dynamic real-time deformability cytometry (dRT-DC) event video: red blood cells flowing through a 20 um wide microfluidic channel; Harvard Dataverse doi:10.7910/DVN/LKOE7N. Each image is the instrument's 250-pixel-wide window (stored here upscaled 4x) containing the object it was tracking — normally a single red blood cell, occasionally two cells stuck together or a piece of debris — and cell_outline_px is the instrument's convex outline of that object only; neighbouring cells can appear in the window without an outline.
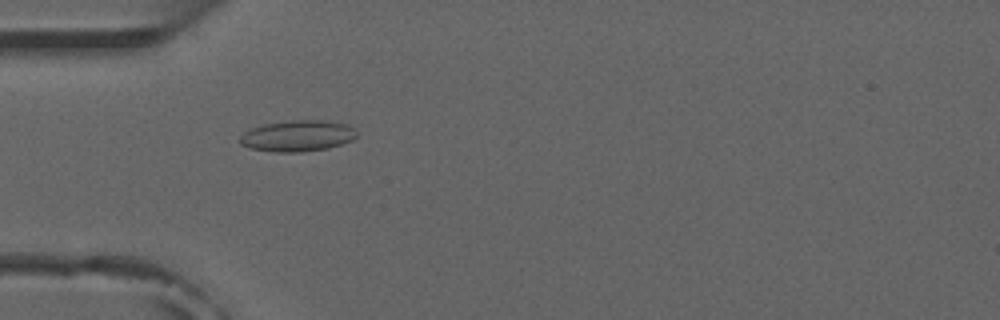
{"species": "common noctule bat (a hibernating species)", "species_latin": "Nyctalus noctula", "temperature_condition": "room temperature", "stored_images_in_passage": 2, "camera_frame_rate_fps": 3000, "um_per_image_px": 0.085, "animal": {"sex": "male", "forearm_length_mm": 52.5}, "frame": {"image": 1, "passage_image": 1, "time_ms": 0.0, "image_size_px": [1000, 320], "cell_outline_px": [[360, 136], [352, 140], [328, 148], [300, 152], [276, 152], [252, 148], [240, 144], [236, 140], [244, 132], [252, 128], [264, 124], [292, 120], [328, 120], [348, 124], [356, 128]], "centroid_in_image_um": [25.34, 11.54], "position_along_channel_um": 59.7, "area_um2": 21.5}}
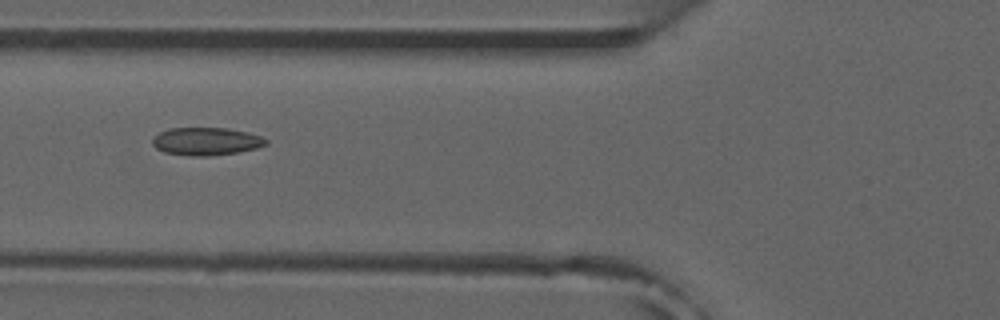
{"frame": {"image": 2, "passage_image": 2, "time_ms": 1.333, "image_size_px": [1000, 320], "cell_outline_px": [[268, 144], [256, 148], [236, 152], [208, 156], [192, 156], [164, 152], [156, 148], [152, 144], [152, 136], [168, 128], [228, 128], [260, 136], [268, 140]], "centroid_in_image_um": [17.48, 12.01], "position_along_channel_um": 108.3, "area_um2": 18.32}}